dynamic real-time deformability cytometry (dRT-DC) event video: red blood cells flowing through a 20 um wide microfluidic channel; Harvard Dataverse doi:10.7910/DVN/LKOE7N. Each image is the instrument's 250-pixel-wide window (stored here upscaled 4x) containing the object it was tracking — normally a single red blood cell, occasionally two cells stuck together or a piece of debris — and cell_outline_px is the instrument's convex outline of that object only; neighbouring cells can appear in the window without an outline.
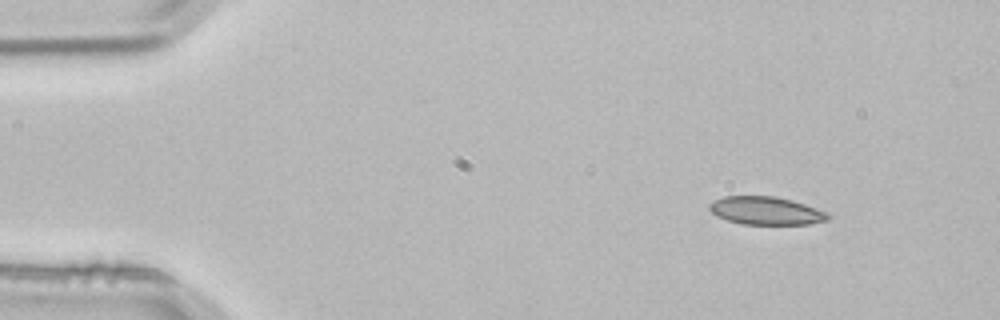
{"species": "common noctule bat (a hibernating species)", "species_latin": "Nyctalus noctula", "temperature_condition": "room temperature", "stored_images_in_passage": 4, "segment_of_instrument_passage": [1, 2], "camera_frame_rate_fps": 3000, "um_per_image_px": 0.085, "animal": {"sex": "male", "body_mass_g": 21.5, "forearm_length_mm": 52.0}, "frame": {"image": 1, "passage_image": 1, "time_ms": 0.0, "image_size_px": [1000, 320], "cell_outline_px": [[832, 216], [828, 220], [808, 224], [740, 224], [716, 216], [708, 208], [708, 204], [724, 196], [776, 196], [792, 200], [828, 212]], "centroid_in_image_um": [65.12, 17.91], "position_along_channel_um": 19.9, "area_um2": 19.42}}
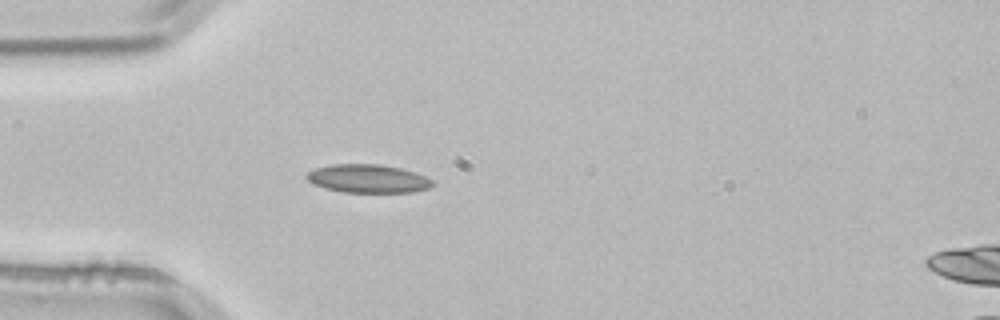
{"frame": {"image": 2, "passage_image": 3, "time_ms": 0.667, "image_size_px": [1000, 320], "cell_outline_px": [[436, 184], [428, 188], [412, 192], [344, 192], [324, 188], [308, 180], [304, 176], [308, 172], [316, 168], [328, 164], [380, 164], [400, 168], [424, 176], [432, 180]], "centroid_in_image_um": [31.26, 15.18], "position_along_channel_um": 53.7, "area_um2": 20.69}}